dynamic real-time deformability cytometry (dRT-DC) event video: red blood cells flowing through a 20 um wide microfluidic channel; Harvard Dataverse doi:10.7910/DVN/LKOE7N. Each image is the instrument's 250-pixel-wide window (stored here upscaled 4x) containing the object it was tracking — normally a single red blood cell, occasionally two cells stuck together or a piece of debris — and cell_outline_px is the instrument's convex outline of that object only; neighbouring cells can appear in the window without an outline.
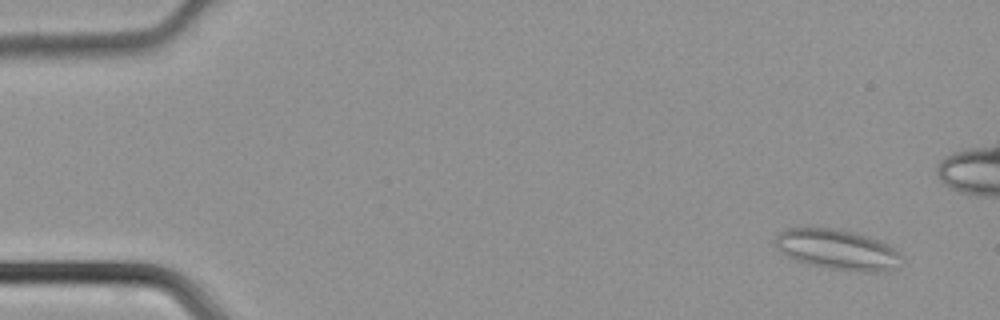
{"species": "common noctule bat (a hibernating species)", "species_latin": "Nyctalus noctula", "temperature_condition": "cold", "stored_images_in_passage": 47, "camera_frame_rate_fps": 3000, "um_per_image_px": 0.085, "animal": {"sex": "male", "body_mass_g": 21.5, "forearm_length_mm": 52.0}, "frame": {"image": 1, "passage_image": 3, "time_ms": 0.667, "image_size_px": [1000, 320], "cell_outline_px": [[900, 256], [888, 272], [868, 272], [828, 268], [808, 264], [796, 260], [788, 256], [776, 244], [776, 236], [784, 228], [808, 224], [840, 228], [888, 244]], "centroid_in_image_um": [71.06, 21.15], "position_along_channel_um": 13.9, "area_um2": 29.59}}
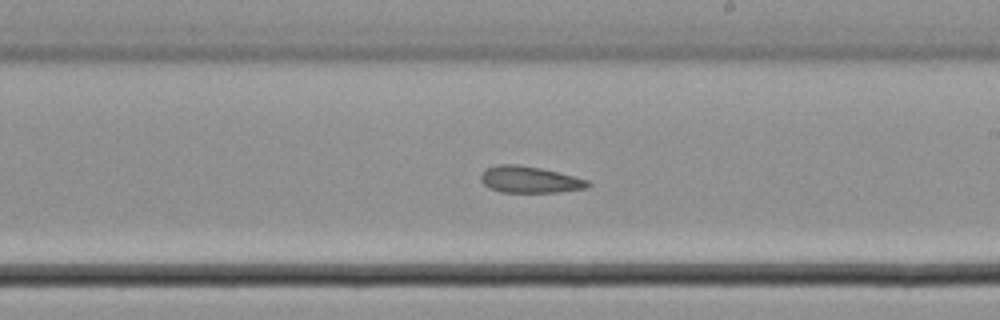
{"frame": {"image": 2, "passage_image": 27, "time_ms": 8.667, "image_size_px": [1000, 320], "cell_outline_px": [[592, 184], [588, 188], [560, 192], [500, 192], [488, 188], [480, 180], [480, 176], [484, 168], [496, 164], [516, 164], [540, 168], [588, 180]], "centroid_in_image_um": [44.98, 15.27], "position_along_channel_um": 244.0, "area_um2": 16.7}}
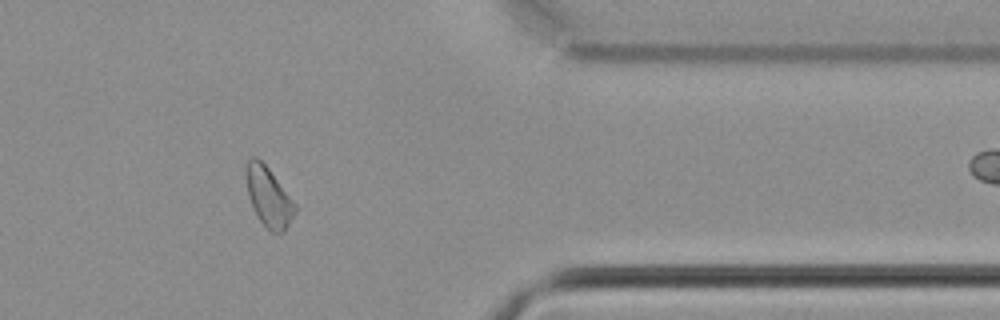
{"frame": {"image": 3, "passage_image": 38, "time_ms": 12.333, "image_size_px": [1000, 320], "cell_outline_px": [[296, 212], [284, 232], [268, 232], [260, 220], [248, 196], [248, 160], [252, 156], [256, 156], [268, 168], [296, 204]], "centroid_in_image_um": [22.88, 16.79], "position_along_channel_um": 388.5, "area_um2": 16.42}}